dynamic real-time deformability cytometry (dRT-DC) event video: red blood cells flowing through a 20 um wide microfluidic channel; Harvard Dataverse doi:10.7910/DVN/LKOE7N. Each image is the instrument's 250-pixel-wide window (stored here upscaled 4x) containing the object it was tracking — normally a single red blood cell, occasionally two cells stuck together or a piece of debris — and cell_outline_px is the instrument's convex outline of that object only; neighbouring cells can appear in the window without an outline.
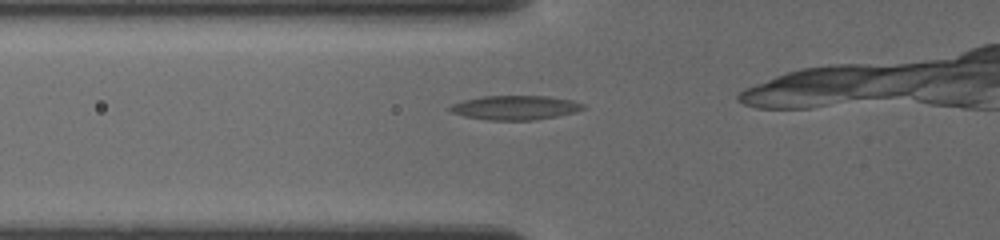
{"species": "common noctule bat (a hibernating species)", "species_latin": "Nyctalus noctula", "temperature_condition": "cold", "stored_images_in_passage": 4, "camera_frame_rate_fps": 3000, "um_per_image_px": 0.085, "animal": {"sex": "female", "body_mass_g": 19.5, "forearm_length_mm": 54.1}, "frame": {"image": 1, "passage_image": 3, "time_ms": 1.0, "image_size_px": [1000, 240], "cell_outline_px": [[584, 108], [576, 112], [556, 116], [532, 120], [488, 120], [464, 116], [452, 112], [448, 108], [452, 104], [464, 100], [484, 96], [544, 96], [572, 100], [584, 104]], "centroid_in_image_um": [43.79, 9.15], "position_along_channel_um": 82.0, "area_um2": 18.61}}